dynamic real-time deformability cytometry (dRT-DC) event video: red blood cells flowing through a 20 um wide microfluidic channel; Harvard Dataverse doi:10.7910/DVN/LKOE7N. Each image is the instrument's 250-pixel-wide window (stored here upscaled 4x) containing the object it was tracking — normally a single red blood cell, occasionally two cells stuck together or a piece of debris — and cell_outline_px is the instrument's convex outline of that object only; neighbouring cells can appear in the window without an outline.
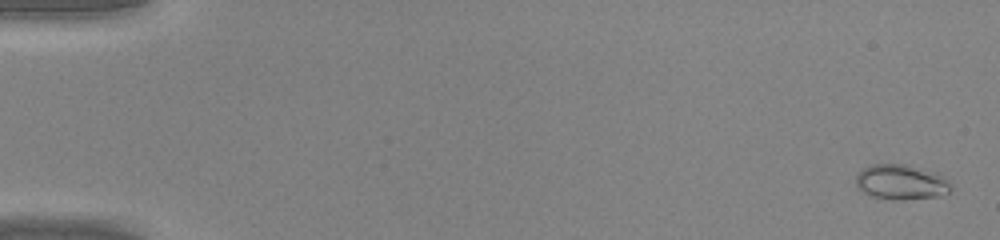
{"species": "common noctule bat (a hibernating species)", "species_latin": "Nyctalus noctula", "temperature_condition": "warm", "stored_images_in_passage": 47, "camera_frame_rate_fps": 3000, "um_per_image_px": 0.085, "animal": {"sex": "male", "body_mass_g": 20.0, "forearm_length_mm": 53.3}, "frame": {"image": 1, "passage_image": 2, "time_ms": 0.333, "image_size_px": [1000, 240], "cell_outline_px": [[952, 188], [948, 192], [940, 196], [904, 200], [896, 200], [872, 196], [856, 188], [856, 172], [872, 164], [908, 164], [940, 172], [948, 180]], "centroid_in_image_um": [76.62, 15.46], "position_along_channel_um": 8.4, "area_um2": 19.88}}
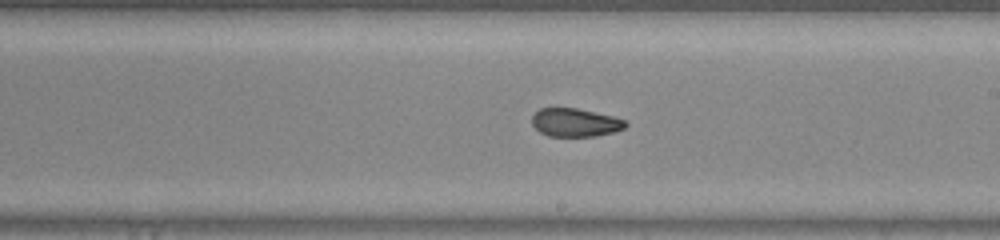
{"frame": {"image": 2, "passage_image": 28, "time_ms": 9.0, "image_size_px": [1000, 240], "cell_outline_px": [[628, 124], [624, 128], [612, 132], [596, 136], [548, 136], [540, 132], [532, 124], [532, 116], [540, 108], [576, 108], [612, 116], [624, 120]], "centroid_in_image_um": [48.87, 10.41], "position_along_channel_um": 240.1, "area_um2": 15.26}}
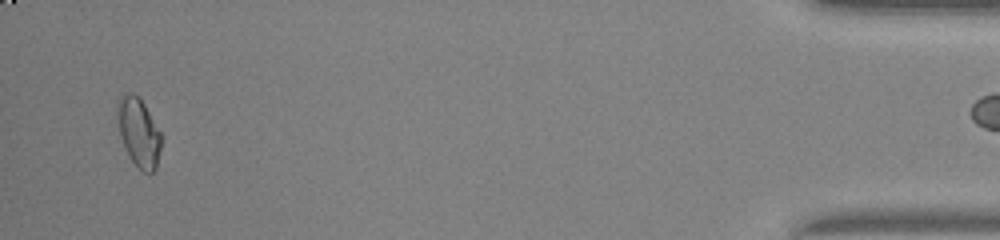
{"frame": {"image": 3, "passage_image": 45, "time_ms": 14.667, "image_size_px": [1000, 240], "cell_outline_px": [[164, 136], [156, 168], [152, 172], [144, 172], [132, 160], [120, 136], [116, 112], [116, 100], [120, 96], [128, 92], [132, 92], [140, 96]], "centroid_in_image_um": [11.81, 11.17], "position_along_channel_um": 423.4, "area_um2": 17.98}}